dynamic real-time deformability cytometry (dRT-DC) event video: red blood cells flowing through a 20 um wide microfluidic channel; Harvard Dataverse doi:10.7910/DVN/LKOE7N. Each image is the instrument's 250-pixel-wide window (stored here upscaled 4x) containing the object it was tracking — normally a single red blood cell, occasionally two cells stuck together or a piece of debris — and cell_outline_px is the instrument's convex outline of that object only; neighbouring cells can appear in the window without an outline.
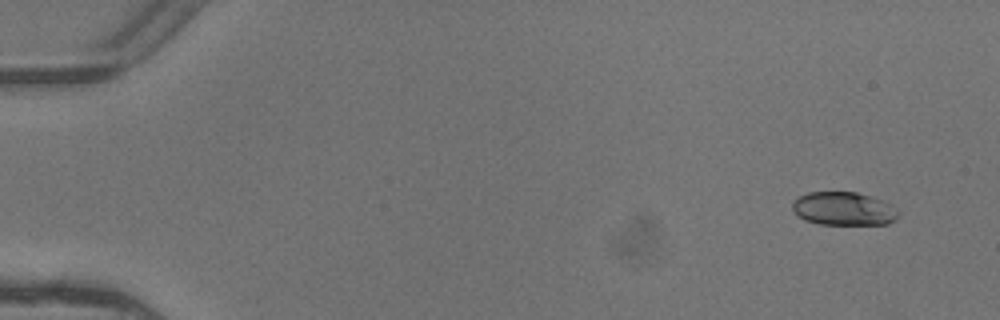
{"species": "common noctule bat (a hibernating species)", "species_latin": "Nyctalus noctula", "temperature_condition": "warm", "stored_images_in_passage": 4, "camera_frame_rate_fps": 3000, "um_per_image_px": 0.085, "animal": {"sex": "female"}, "frame": {"image": 1, "passage_image": 1, "time_ms": 0.0, "image_size_px": [1000, 320], "cell_outline_px": [[900, 212], [896, 220], [888, 224], [820, 224], [804, 220], [792, 212], [792, 200], [808, 192], [856, 192], [880, 200], [896, 208]], "centroid_in_image_um": [71.67, 17.75], "position_along_channel_um": 13.3, "area_um2": 20.63}}
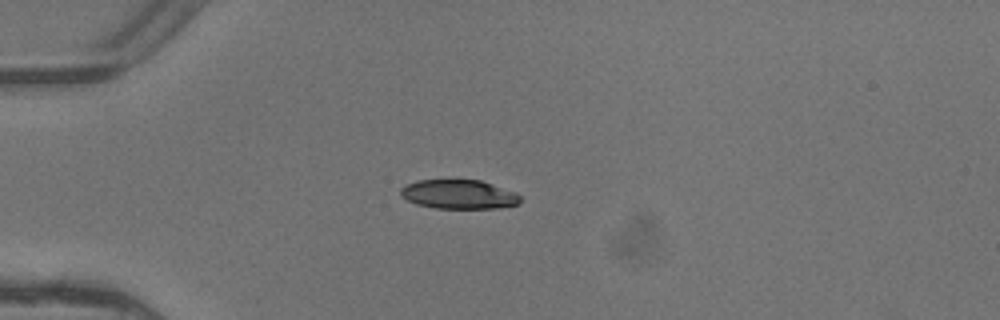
{"frame": {"image": 2, "passage_image": 4, "time_ms": 1.0, "image_size_px": [1000, 320], "cell_outline_px": [[520, 204], [500, 208], [436, 208], [416, 204], [400, 196], [400, 188], [416, 180], [480, 180], [516, 192], [520, 196]], "centroid_in_image_um": [39.01, 16.52], "position_along_channel_um": 46.0, "area_um2": 20.35}}